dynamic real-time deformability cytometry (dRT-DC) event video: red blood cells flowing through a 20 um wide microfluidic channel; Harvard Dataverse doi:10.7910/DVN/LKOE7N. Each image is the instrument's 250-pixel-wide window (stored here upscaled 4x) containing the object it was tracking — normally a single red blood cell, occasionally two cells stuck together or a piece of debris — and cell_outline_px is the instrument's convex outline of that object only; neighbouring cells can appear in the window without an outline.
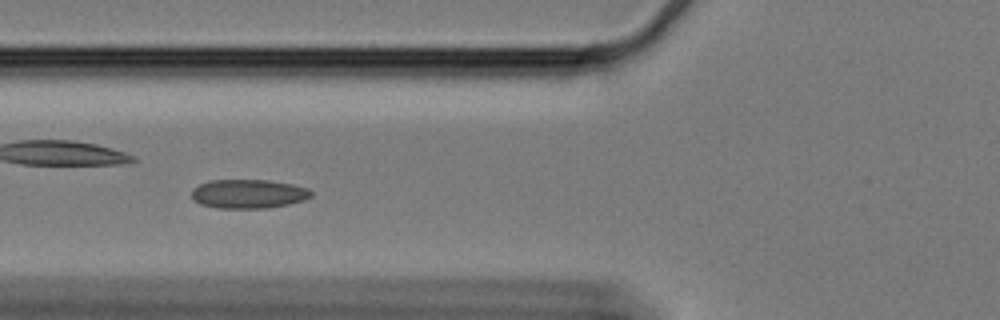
{"species": "Egyptian fruit bat (a non-hibernating species)", "species_latin": "Rousettus aegyptiacus", "temperature_condition": "cold", "stored_images_in_passage": 54, "camera_frame_rate_fps": 3000, "um_per_image_px": 0.085, "animal": {"sex": "female"}, "frame": {"image": 1, "passage_image": 16, "time_ms": 5.0, "image_size_px": [1000, 320], "cell_outline_px": [[312, 196], [304, 200], [288, 204], [268, 208], [216, 208], [200, 204], [192, 200], [192, 188], [208, 180], [268, 180], [292, 184], [308, 188], [312, 192]], "centroid_in_image_um": [21.09, 16.48], "position_along_channel_um": 104.7, "area_um2": 20.35}}
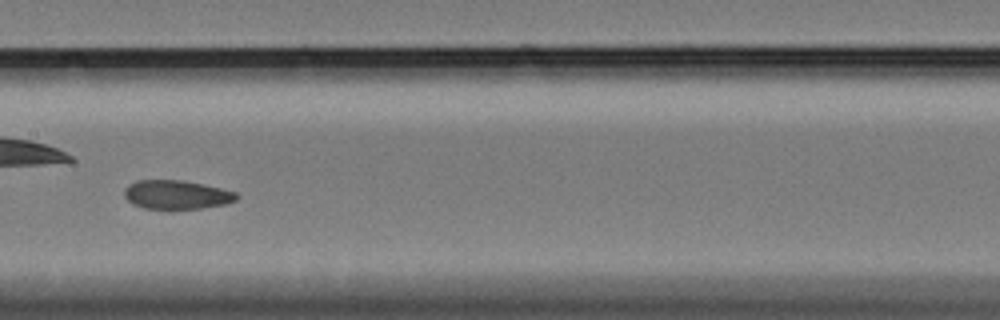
{"frame": {"image": 2, "passage_image": 24, "time_ms": 7.667, "image_size_px": [1000, 320], "cell_outline_px": [[240, 196], [236, 200], [224, 204], [200, 208], [144, 208], [132, 204], [124, 196], [124, 188], [128, 184], [136, 180], [180, 180], [204, 184], [236, 192]], "centroid_in_image_um": [14.99, 16.53], "position_along_channel_um": 192.4, "area_um2": 18.79}}
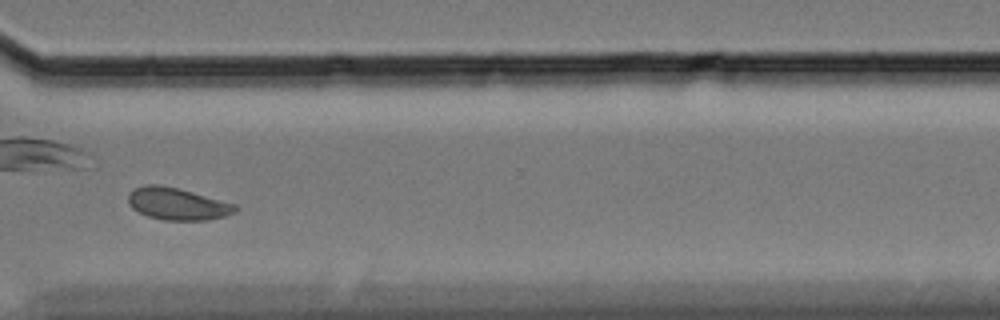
{"frame": {"image": 3, "passage_image": 39, "time_ms": 12.667, "image_size_px": [1000, 320], "cell_outline_px": [[240, 208], [236, 212], [224, 216], [208, 220], [164, 220], [148, 216], [132, 208], [128, 204], [128, 196], [136, 188], [144, 184], [156, 184], [176, 188], [192, 192], [236, 204]], "centroid_in_image_um": [15.1, 17.34], "position_along_channel_um": 355.5, "area_um2": 19.88}, "authors_computed_cell_mechanics": {"area_um2": 19.7098, "velocity_mm_per_s": 3.2704, "shape_relaxation_time_tau1_ms": 10.1883, "shape_relaxation_time_tau2_ms": 1.2714, "deformation_change_tau1": 0.118, "deformation_change_tau2": 0.0544}}